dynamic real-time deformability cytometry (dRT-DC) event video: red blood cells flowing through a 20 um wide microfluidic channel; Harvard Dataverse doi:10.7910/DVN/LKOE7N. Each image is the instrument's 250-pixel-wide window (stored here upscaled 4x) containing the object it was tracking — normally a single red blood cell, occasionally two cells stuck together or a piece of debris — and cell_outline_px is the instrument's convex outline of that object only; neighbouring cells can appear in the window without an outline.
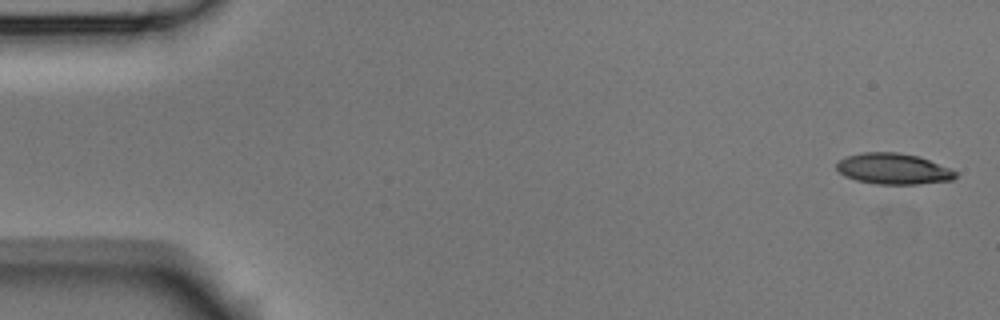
{"species": "Egyptian fruit bat (a non-hibernating species)", "species_latin": "Rousettus aegyptiacus", "temperature_condition": "room temperature", "stored_images_in_passage": 6, "segment_of_instrument_passage": [1, 2], "camera_frame_rate_fps": 3000, "um_per_image_px": 0.085, "animal": {"sex": "male"}, "frame": {"image": 1, "passage_image": 1, "time_ms": 0.0, "image_size_px": [1000, 320], "cell_outline_px": [[956, 176], [952, 180], [916, 184], [876, 184], [856, 180], [844, 176], [836, 168], [836, 164], [840, 160], [848, 156], [864, 152], [896, 152], [920, 156], [948, 168], [956, 172]], "centroid_in_image_um": [75.91, 14.35], "position_along_channel_um": 9.1, "area_um2": 21.27}}
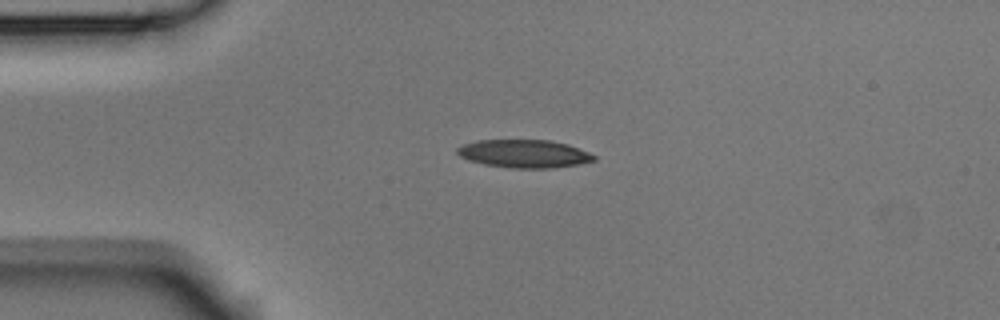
{"frame": {"image": 2, "passage_image": 4, "time_ms": 1.0, "image_size_px": [1000, 320], "cell_outline_px": [[596, 160], [580, 164], [552, 168], [512, 168], [484, 164], [468, 160], [460, 156], [456, 152], [456, 148], [464, 144], [476, 140], [548, 140], [568, 144], [588, 152], [596, 156]], "centroid_in_image_um": [44.55, 13.06], "position_along_channel_um": 40.5, "area_um2": 22.37}}